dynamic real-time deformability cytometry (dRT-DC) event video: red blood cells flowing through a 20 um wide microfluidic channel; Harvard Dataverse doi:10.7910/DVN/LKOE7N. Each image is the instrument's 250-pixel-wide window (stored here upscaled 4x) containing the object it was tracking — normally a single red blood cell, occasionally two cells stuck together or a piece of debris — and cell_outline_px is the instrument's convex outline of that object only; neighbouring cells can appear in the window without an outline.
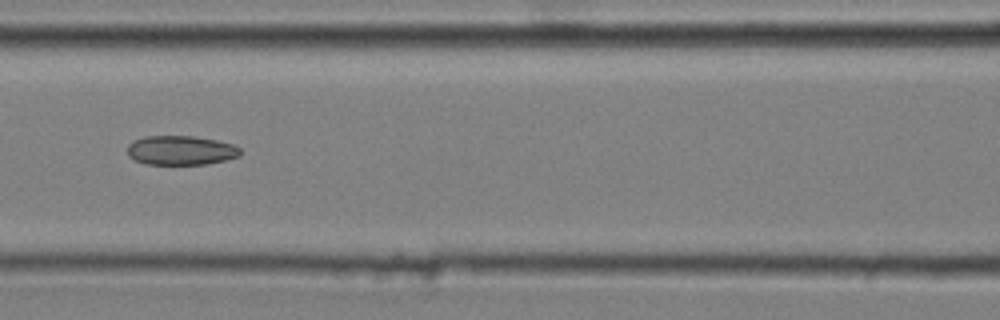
{"species": "common noctule bat (a hibernating species)", "species_latin": "Nyctalus noctula", "temperature_condition": "cold", "stored_images_in_passage": 8, "camera_frame_rate_fps": 3000, "um_per_image_px": 0.085, "animal": {"sex": "male", "body_mass_g": 20.4}, "frame": {"image": 1, "passage_image": 6, "time_ms": 1.667, "image_size_px": [1000, 320], "cell_outline_px": [[240, 156], [208, 164], [144, 164], [128, 156], [128, 144], [144, 136], [196, 136], [216, 140], [232, 144], [240, 148]], "centroid_in_image_um": [15.37, 12.78], "position_along_channel_um": 151.2, "area_um2": 19.25}}
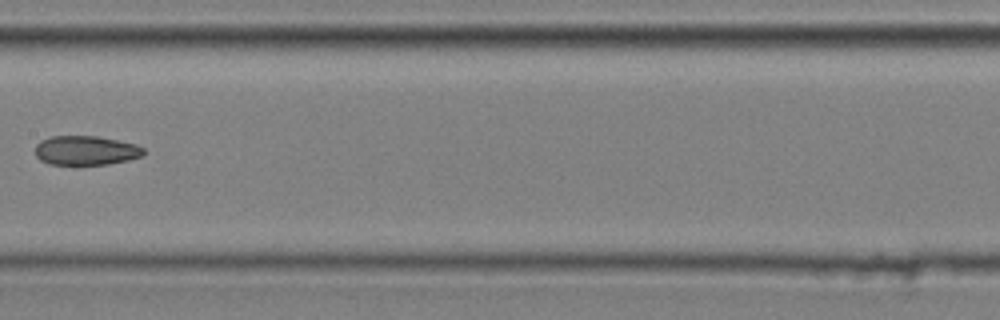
{"frame": {"image": 2, "passage_image": 7, "time_ms": 2.0, "image_size_px": [1000, 320], "cell_outline_px": [[144, 156], [128, 160], [108, 164], [80, 168], [48, 164], [40, 160], [36, 156], [36, 144], [40, 140], [52, 136], [96, 136], [136, 144], [144, 148]], "centroid_in_image_um": [7.27, 12.84], "position_along_channel_um": 200.1, "area_um2": 19.36}}
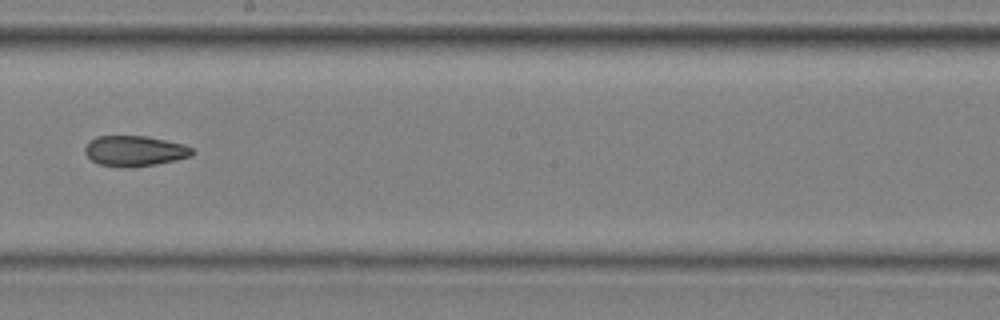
{"frame": {"image": 3, "passage_image": 8, "time_ms": 2.333, "image_size_px": [1000, 320], "cell_outline_px": [[196, 152], [192, 156], [176, 160], [156, 164], [132, 168], [124, 168], [100, 164], [92, 160], [84, 152], [84, 148], [96, 136], [148, 136], [184, 144], [192, 148]], "centroid_in_image_um": [11.49, 12.84], "position_along_channel_um": 236.7, "area_um2": 19.19}}